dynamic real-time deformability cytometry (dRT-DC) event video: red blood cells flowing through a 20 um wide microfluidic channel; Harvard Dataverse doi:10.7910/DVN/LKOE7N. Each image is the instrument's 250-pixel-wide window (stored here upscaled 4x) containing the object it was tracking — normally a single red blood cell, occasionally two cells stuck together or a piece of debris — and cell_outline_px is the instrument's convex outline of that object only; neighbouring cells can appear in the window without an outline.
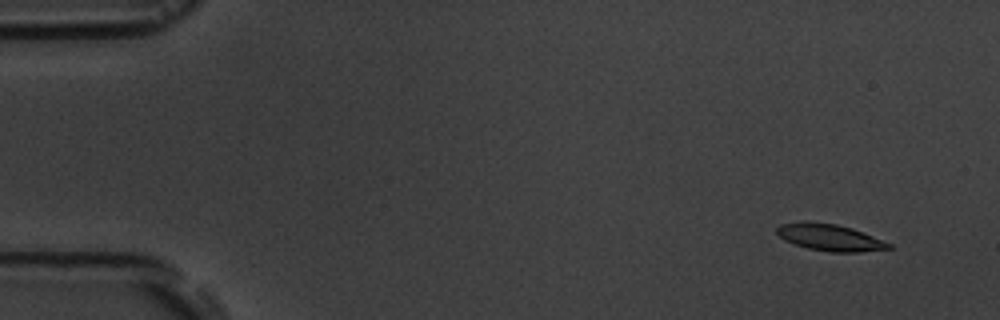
{"species": "common noctule bat (a hibernating species)", "species_latin": "Nyctalus noctula", "temperature_condition": "room temperature", "stored_images_in_passage": 4, "camera_frame_rate_fps": 3000, "um_per_image_px": 0.085, "animal": {"sex": "male", "body_mass_g": 19.5, "forearm_length_mm": 54.6}, "frame": {"image": 1, "passage_image": 1, "time_ms": 0.0, "image_size_px": [1000, 320], "cell_outline_px": [[892, 248], [860, 252], [828, 252], [808, 248], [784, 240], [776, 232], [776, 228], [780, 224], [800, 220], [804, 220], [836, 224], [852, 228], [892, 244]], "centroid_in_image_um": [70.49, 20.17], "position_along_channel_um": 14.5, "area_um2": 17.51}}
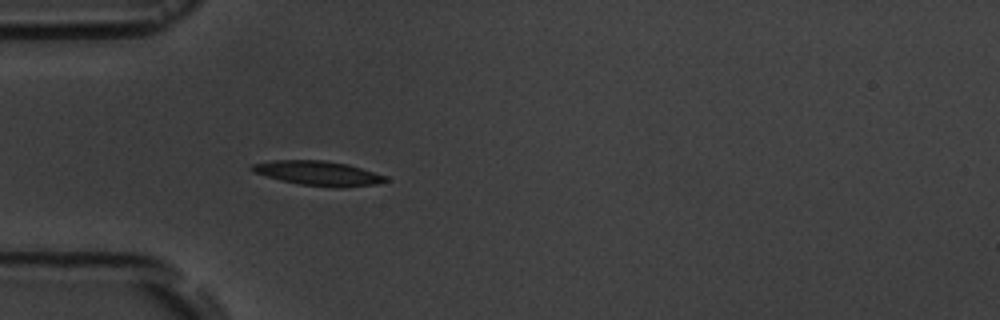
{"frame": {"image": 2, "passage_image": 4, "time_ms": 4.333, "image_size_px": [1000, 320], "cell_outline_px": [[388, 180], [376, 184], [344, 188], [332, 188], [300, 184], [280, 180], [256, 172], [248, 168], [252, 164], [272, 160], [324, 160], [348, 164], [388, 176]], "centroid_in_image_um": [27.09, 14.73], "position_along_channel_um": 57.9, "area_um2": 19.19}}